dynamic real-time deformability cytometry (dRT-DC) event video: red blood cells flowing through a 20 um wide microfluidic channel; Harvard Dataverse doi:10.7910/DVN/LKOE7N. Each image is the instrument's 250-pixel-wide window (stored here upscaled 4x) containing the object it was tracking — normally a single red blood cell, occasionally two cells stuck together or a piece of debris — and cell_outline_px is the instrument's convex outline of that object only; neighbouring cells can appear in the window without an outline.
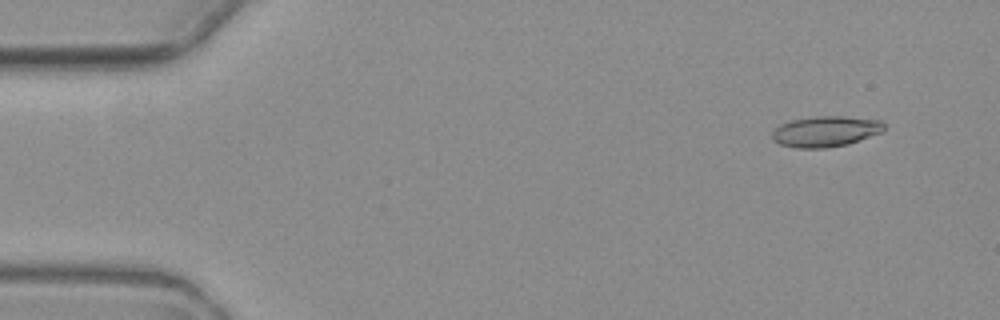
{"species": "common noctule bat (a hibernating species)", "species_latin": "Nyctalus noctula", "temperature_condition": "warm", "stored_images_in_passage": 6, "camera_frame_rate_fps": 3000, "um_per_image_px": 0.085, "animal": {"sex": "female", "body_mass_g": 19.3, "forearm_length_mm": 54.1}, "frame": {"image": 1, "passage_image": 2, "time_ms": 1.333, "image_size_px": [1000, 320], "cell_outline_px": [[884, 132], [848, 144], [828, 148], [796, 148], [780, 144], [772, 140], [772, 132], [780, 124], [792, 120], [816, 116], [840, 116], [880, 120], [884, 124]], "centroid_in_image_um": [70.18, 11.18], "position_along_channel_um": 14.8, "area_um2": 20.11}}